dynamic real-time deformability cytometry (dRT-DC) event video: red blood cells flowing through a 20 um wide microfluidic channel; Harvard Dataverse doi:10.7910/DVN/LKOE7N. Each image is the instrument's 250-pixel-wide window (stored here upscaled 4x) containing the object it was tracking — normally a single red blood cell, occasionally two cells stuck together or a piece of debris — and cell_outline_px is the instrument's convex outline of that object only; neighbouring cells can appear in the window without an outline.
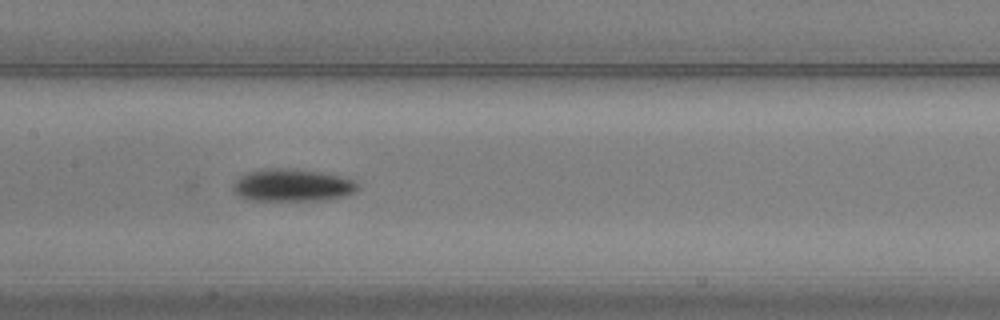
{"species": "common noctule bat (a hibernating species)", "species_latin": "Nyctalus noctula", "temperature_condition": "warm", "stored_images_in_passage": 8, "camera_frame_rate_fps": 3000, "um_per_image_px": 0.085, "animal": {"sex": "male", "body_mass_g": 20.5, "forearm_length_mm": 52.5}, "frame": {"image": 1, "passage_image": 6, "time_ms": 1.667, "image_size_px": [1000, 320], "cell_outline_px": [[360, 188], [356, 192], [344, 196], [324, 200], [248, 200], [240, 196], [232, 188], [232, 184], [240, 176], [248, 172], [264, 168], [296, 168], [324, 172], [348, 176]], "centroid_in_image_um": [24.89, 15.72], "position_along_channel_um": 182.5, "area_um2": 23.99}}
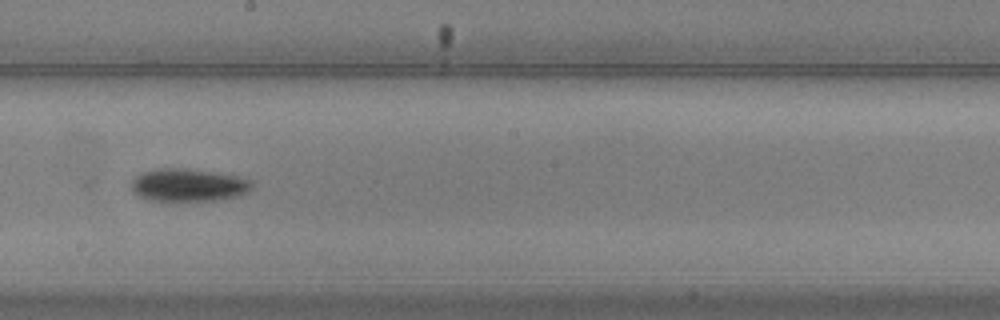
{"frame": {"image": 2, "passage_image": 7, "time_ms": 2.0, "image_size_px": [1000, 320], "cell_outline_px": [[256, 180], [252, 188], [248, 192], [240, 196], [216, 200], [148, 200], [132, 192], [132, 180], [140, 172], [156, 168], [188, 168], [236, 176]], "centroid_in_image_um": [16.04, 15.72], "position_along_channel_um": 232.2, "area_um2": 23.24}}
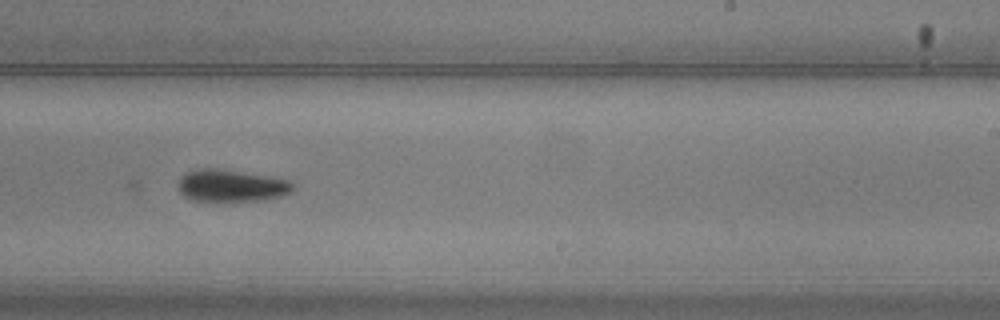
{"frame": {"image": 3, "passage_image": 8, "time_ms": 2.333, "image_size_px": [1000, 320], "cell_outline_px": [[292, 192], [280, 196], [264, 200], [192, 200], [184, 196], [176, 188], [176, 184], [180, 176], [188, 172], [200, 168], [216, 168], [292, 180]], "centroid_in_image_um": [19.61, 15.77], "position_along_channel_um": 269.4, "area_um2": 21.33}}